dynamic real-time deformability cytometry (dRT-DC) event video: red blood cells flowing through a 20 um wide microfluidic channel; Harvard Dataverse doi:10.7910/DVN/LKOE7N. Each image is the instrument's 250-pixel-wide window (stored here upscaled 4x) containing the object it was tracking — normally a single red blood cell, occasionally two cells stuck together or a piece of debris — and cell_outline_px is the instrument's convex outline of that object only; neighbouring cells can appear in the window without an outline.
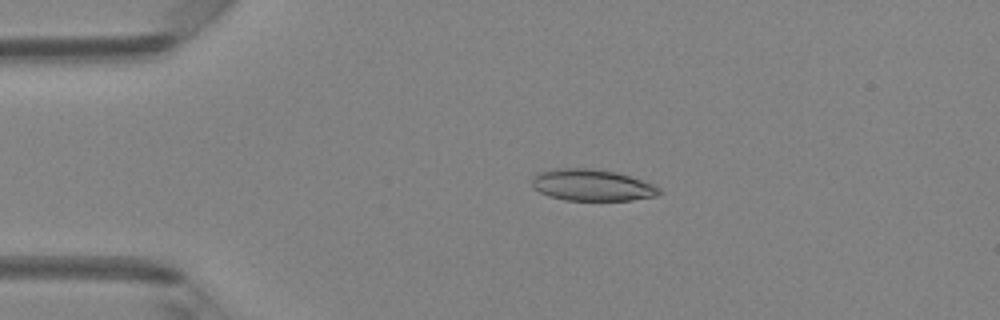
{"species": "Egyptian fruit bat (a non-hibernating species)", "species_latin": "Rousettus aegyptiacus", "temperature_condition": "room temperature", "stored_images_in_passage": 48, "camera_frame_rate_fps": 3000, "um_per_image_px": 0.085, "animal": {"sex": "female"}, "frame": {"image": 1, "passage_image": 10, "time_ms": 3.0, "image_size_px": [1000, 320], "cell_outline_px": [[664, 192], [656, 196], [632, 200], [564, 200], [548, 196], [532, 188], [532, 176], [540, 172], [556, 168], [592, 168], [616, 172], [652, 184], [660, 188]], "centroid_in_image_um": [50.3, 15.74], "position_along_channel_um": 34.7, "area_um2": 23.47}}
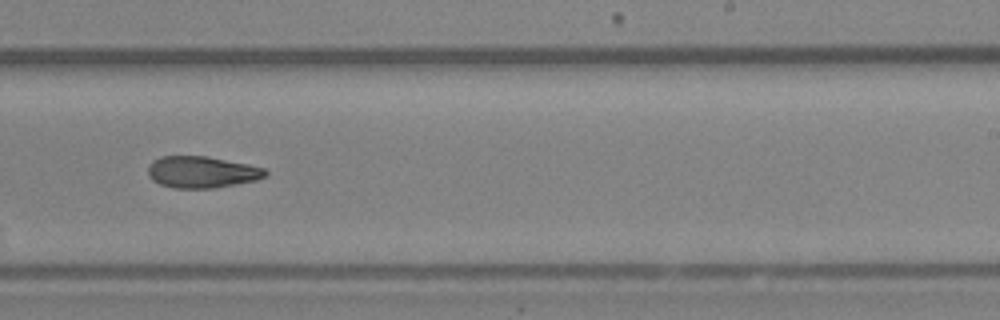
{"frame": {"image": 2, "passage_image": 30, "time_ms": 9.667, "image_size_px": [1000, 320], "cell_outline_px": [[268, 172], [264, 176], [256, 180], [216, 188], [172, 188], [160, 184], [152, 180], [148, 176], [148, 168], [152, 160], [160, 156], [208, 156], [248, 164], [264, 168]], "centroid_in_image_um": [17.12, 14.62], "position_along_channel_um": 271.9, "area_um2": 21.73}}
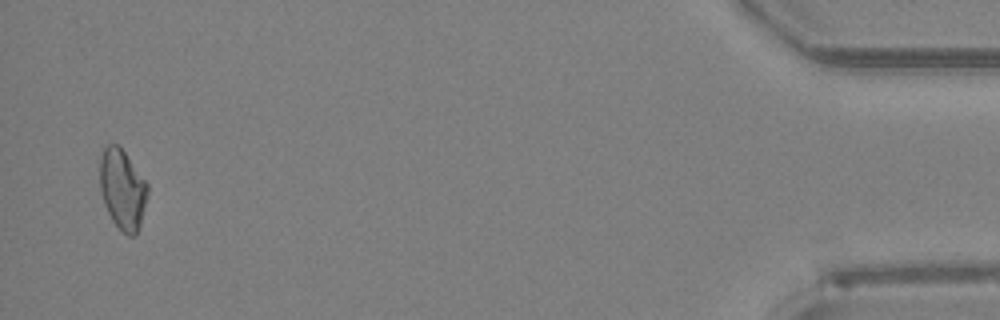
{"frame": {"image": 3, "passage_image": 47, "time_ms": 15.333, "image_size_px": [1000, 320], "cell_outline_px": [[148, 192], [140, 224], [136, 232], [132, 236], [128, 236], [112, 220], [104, 204], [100, 192], [100, 156], [104, 148], [108, 144], [116, 144], [124, 152], [148, 184]], "centroid_in_image_um": [10.39, 16.08], "position_along_channel_um": 424.8, "area_um2": 21.91}}